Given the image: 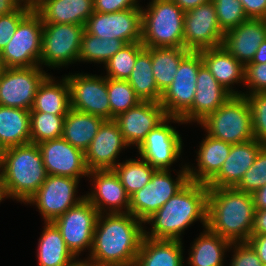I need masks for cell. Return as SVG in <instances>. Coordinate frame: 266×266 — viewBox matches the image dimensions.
<instances>
[{
    "label": "cell",
    "instance_id": "obj_1",
    "mask_svg": "<svg viewBox=\"0 0 266 266\" xmlns=\"http://www.w3.org/2000/svg\"><path fill=\"white\" fill-rule=\"evenodd\" d=\"M99 214L87 259L109 266H135L145 228L130 213Z\"/></svg>",
    "mask_w": 266,
    "mask_h": 266
},
{
    "label": "cell",
    "instance_id": "obj_2",
    "mask_svg": "<svg viewBox=\"0 0 266 266\" xmlns=\"http://www.w3.org/2000/svg\"><path fill=\"white\" fill-rule=\"evenodd\" d=\"M208 192L206 184L189 181L145 222L152 228L144 230V236L182 241L180 236L193 222L200 220L206 228Z\"/></svg>",
    "mask_w": 266,
    "mask_h": 266
},
{
    "label": "cell",
    "instance_id": "obj_3",
    "mask_svg": "<svg viewBox=\"0 0 266 266\" xmlns=\"http://www.w3.org/2000/svg\"><path fill=\"white\" fill-rule=\"evenodd\" d=\"M207 228L231 242H247L255 216L252 194L208 187Z\"/></svg>",
    "mask_w": 266,
    "mask_h": 266
},
{
    "label": "cell",
    "instance_id": "obj_4",
    "mask_svg": "<svg viewBox=\"0 0 266 266\" xmlns=\"http://www.w3.org/2000/svg\"><path fill=\"white\" fill-rule=\"evenodd\" d=\"M10 198L26 203L42 186L48 174L37 144L2 150L1 171Z\"/></svg>",
    "mask_w": 266,
    "mask_h": 266
},
{
    "label": "cell",
    "instance_id": "obj_5",
    "mask_svg": "<svg viewBox=\"0 0 266 266\" xmlns=\"http://www.w3.org/2000/svg\"><path fill=\"white\" fill-rule=\"evenodd\" d=\"M142 11L145 47H183L185 12L172 0H152Z\"/></svg>",
    "mask_w": 266,
    "mask_h": 266
},
{
    "label": "cell",
    "instance_id": "obj_6",
    "mask_svg": "<svg viewBox=\"0 0 266 266\" xmlns=\"http://www.w3.org/2000/svg\"><path fill=\"white\" fill-rule=\"evenodd\" d=\"M198 124L211 137L230 144L254 139L251 110L245 95L230 96L222 106Z\"/></svg>",
    "mask_w": 266,
    "mask_h": 266
},
{
    "label": "cell",
    "instance_id": "obj_7",
    "mask_svg": "<svg viewBox=\"0 0 266 266\" xmlns=\"http://www.w3.org/2000/svg\"><path fill=\"white\" fill-rule=\"evenodd\" d=\"M178 172L176 181L171 170H156L143 188L130 196L129 213L144 223L188 182L187 164Z\"/></svg>",
    "mask_w": 266,
    "mask_h": 266
},
{
    "label": "cell",
    "instance_id": "obj_8",
    "mask_svg": "<svg viewBox=\"0 0 266 266\" xmlns=\"http://www.w3.org/2000/svg\"><path fill=\"white\" fill-rule=\"evenodd\" d=\"M203 60L199 52H190L181 62L171 85L162 94L160 105L167 116L178 117L185 124L192 122V102L196 79Z\"/></svg>",
    "mask_w": 266,
    "mask_h": 266
},
{
    "label": "cell",
    "instance_id": "obj_9",
    "mask_svg": "<svg viewBox=\"0 0 266 266\" xmlns=\"http://www.w3.org/2000/svg\"><path fill=\"white\" fill-rule=\"evenodd\" d=\"M43 22L33 9L18 25L15 34L0 53L2 68L39 66Z\"/></svg>",
    "mask_w": 266,
    "mask_h": 266
},
{
    "label": "cell",
    "instance_id": "obj_10",
    "mask_svg": "<svg viewBox=\"0 0 266 266\" xmlns=\"http://www.w3.org/2000/svg\"><path fill=\"white\" fill-rule=\"evenodd\" d=\"M84 30V25L43 23L39 66L54 69L76 63Z\"/></svg>",
    "mask_w": 266,
    "mask_h": 266
},
{
    "label": "cell",
    "instance_id": "obj_11",
    "mask_svg": "<svg viewBox=\"0 0 266 266\" xmlns=\"http://www.w3.org/2000/svg\"><path fill=\"white\" fill-rule=\"evenodd\" d=\"M48 75L40 66L1 68L0 105L30 111L38 87Z\"/></svg>",
    "mask_w": 266,
    "mask_h": 266
},
{
    "label": "cell",
    "instance_id": "obj_12",
    "mask_svg": "<svg viewBox=\"0 0 266 266\" xmlns=\"http://www.w3.org/2000/svg\"><path fill=\"white\" fill-rule=\"evenodd\" d=\"M98 216V210L84 198L53 221L75 257L86 248L91 251Z\"/></svg>",
    "mask_w": 266,
    "mask_h": 266
},
{
    "label": "cell",
    "instance_id": "obj_13",
    "mask_svg": "<svg viewBox=\"0 0 266 266\" xmlns=\"http://www.w3.org/2000/svg\"><path fill=\"white\" fill-rule=\"evenodd\" d=\"M184 124L178 117L167 116L153 128L137 148L143 158L156 170H170L182 153V139L178 131L168 123Z\"/></svg>",
    "mask_w": 266,
    "mask_h": 266
},
{
    "label": "cell",
    "instance_id": "obj_14",
    "mask_svg": "<svg viewBox=\"0 0 266 266\" xmlns=\"http://www.w3.org/2000/svg\"><path fill=\"white\" fill-rule=\"evenodd\" d=\"M80 179L48 175L42 186L26 202L35 204L45 222H53L85 196L76 197Z\"/></svg>",
    "mask_w": 266,
    "mask_h": 266
},
{
    "label": "cell",
    "instance_id": "obj_15",
    "mask_svg": "<svg viewBox=\"0 0 266 266\" xmlns=\"http://www.w3.org/2000/svg\"><path fill=\"white\" fill-rule=\"evenodd\" d=\"M65 77L69 86L70 108L111 120L107 77L83 73Z\"/></svg>",
    "mask_w": 266,
    "mask_h": 266
},
{
    "label": "cell",
    "instance_id": "obj_16",
    "mask_svg": "<svg viewBox=\"0 0 266 266\" xmlns=\"http://www.w3.org/2000/svg\"><path fill=\"white\" fill-rule=\"evenodd\" d=\"M224 32L220 28L212 1L185 12L183 48L198 52L222 46Z\"/></svg>",
    "mask_w": 266,
    "mask_h": 266
},
{
    "label": "cell",
    "instance_id": "obj_17",
    "mask_svg": "<svg viewBox=\"0 0 266 266\" xmlns=\"http://www.w3.org/2000/svg\"><path fill=\"white\" fill-rule=\"evenodd\" d=\"M85 30L101 39L116 38L125 44L141 42L142 11L141 7L113 13L94 11L85 24Z\"/></svg>",
    "mask_w": 266,
    "mask_h": 266
},
{
    "label": "cell",
    "instance_id": "obj_18",
    "mask_svg": "<svg viewBox=\"0 0 266 266\" xmlns=\"http://www.w3.org/2000/svg\"><path fill=\"white\" fill-rule=\"evenodd\" d=\"M48 175L80 179L88 176L85 153L73 147L63 137L37 144Z\"/></svg>",
    "mask_w": 266,
    "mask_h": 266
},
{
    "label": "cell",
    "instance_id": "obj_19",
    "mask_svg": "<svg viewBox=\"0 0 266 266\" xmlns=\"http://www.w3.org/2000/svg\"><path fill=\"white\" fill-rule=\"evenodd\" d=\"M87 177L92 178L94 190L84 196L99 214L129 213L130 196L113 169L91 170Z\"/></svg>",
    "mask_w": 266,
    "mask_h": 266
},
{
    "label": "cell",
    "instance_id": "obj_20",
    "mask_svg": "<svg viewBox=\"0 0 266 266\" xmlns=\"http://www.w3.org/2000/svg\"><path fill=\"white\" fill-rule=\"evenodd\" d=\"M167 117L160 102L141 101L119 114L117 122L127 145L139 147L146 135Z\"/></svg>",
    "mask_w": 266,
    "mask_h": 266
},
{
    "label": "cell",
    "instance_id": "obj_21",
    "mask_svg": "<svg viewBox=\"0 0 266 266\" xmlns=\"http://www.w3.org/2000/svg\"><path fill=\"white\" fill-rule=\"evenodd\" d=\"M129 147L115 120H105L85 153L89 171L113 169L120 151Z\"/></svg>",
    "mask_w": 266,
    "mask_h": 266
},
{
    "label": "cell",
    "instance_id": "obj_22",
    "mask_svg": "<svg viewBox=\"0 0 266 266\" xmlns=\"http://www.w3.org/2000/svg\"><path fill=\"white\" fill-rule=\"evenodd\" d=\"M265 39L266 19L249 18L224 33L222 46L245 66Z\"/></svg>",
    "mask_w": 266,
    "mask_h": 266
},
{
    "label": "cell",
    "instance_id": "obj_23",
    "mask_svg": "<svg viewBox=\"0 0 266 266\" xmlns=\"http://www.w3.org/2000/svg\"><path fill=\"white\" fill-rule=\"evenodd\" d=\"M263 146L264 144L256 139L240 144H232L229 155L219 173L207 184V187H235L247 169L254 163L257 154Z\"/></svg>",
    "mask_w": 266,
    "mask_h": 266
},
{
    "label": "cell",
    "instance_id": "obj_24",
    "mask_svg": "<svg viewBox=\"0 0 266 266\" xmlns=\"http://www.w3.org/2000/svg\"><path fill=\"white\" fill-rule=\"evenodd\" d=\"M43 23L86 24L94 12V0H32Z\"/></svg>",
    "mask_w": 266,
    "mask_h": 266
},
{
    "label": "cell",
    "instance_id": "obj_25",
    "mask_svg": "<svg viewBox=\"0 0 266 266\" xmlns=\"http://www.w3.org/2000/svg\"><path fill=\"white\" fill-rule=\"evenodd\" d=\"M232 94L217 82L203 64L197 73L196 91L192 102V121L200 123L222 106Z\"/></svg>",
    "mask_w": 266,
    "mask_h": 266
},
{
    "label": "cell",
    "instance_id": "obj_26",
    "mask_svg": "<svg viewBox=\"0 0 266 266\" xmlns=\"http://www.w3.org/2000/svg\"><path fill=\"white\" fill-rule=\"evenodd\" d=\"M203 64L214 76L219 84L232 95H242V91H235L234 83H244L245 66L231 55L223 46L198 51Z\"/></svg>",
    "mask_w": 266,
    "mask_h": 266
},
{
    "label": "cell",
    "instance_id": "obj_27",
    "mask_svg": "<svg viewBox=\"0 0 266 266\" xmlns=\"http://www.w3.org/2000/svg\"><path fill=\"white\" fill-rule=\"evenodd\" d=\"M231 146L232 144L207 134L197 151V169L187 165L189 181L207 185L219 173Z\"/></svg>",
    "mask_w": 266,
    "mask_h": 266
},
{
    "label": "cell",
    "instance_id": "obj_28",
    "mask_svg": "<svg viewBox=\"0 0 266 266\" xmlns=\"http://www.w3.org/2000/svg\"><path fill=\"white\" fill-rule=\"evenodd\" d=\"M183 243L143 236L135 266H183Z\"/></svg>",
    "mask_w": 266,
    "mask_h": 266
},
{
    "label": "cell",
    "instance_id": "obj_29",
    "mask_svg": "<svg viewBox=\"0 0 266 266\" xmlns=\"http://www.w3.org/2000/svg\"><path fill=\"white\" fill-rule=\"evenodd\" d=\"M31 143L30 111L0 105V149Z\"/></svg>",
    "mask_w": 266,
    "mask_h": 266
},
{
    "label": "cell",
    "instance_id": "obj_30",
    "mask_svg": "<svg viewBox=\"0 0 266 266\" xmlns=\"http://www.w3.org/2000/svg\"><path fill=\"white\" fill-rule=\"evenodd\" d=\"M44 230L39 238L38 266H71L76 258L67 248L60 230L53 222H44Z\"/></svg>",
    "mask_w": 266,
    "mask_h": 266
},
{
    "label": "cell",
    "instance_id": "obj_31",
    "mask_svg": "<svg viewBox=\"0 0 266 266\" xmlns=\"http://www.w3.org/2000/svg\"><path fill=\"white\" fill-rule=\"evenodd\" d=\"M48 75L39 85L30 112L67 115L70 110L69 86L66 77L56 82Z\"/></svg>",
    "mask_w": 266,
    "mask_h": 266
},
{
    "label": "cell",
    "instance_id": "obj_32",
    "mask_svg": "<svg viewBox=\"0 0 266 266\" xmlns=\"http://www.w3.org/2000/svg\"><path fill=\"white\" fill-rule=\"evenodd\" d=\"M104 121L102 117L70 108L64 120L62 137L85 152Z\"/></svg>",
    "mask_w": 266,
    "mask_h": 266
},
{
    "label": "cell",
    "instance_id": "obj_33",
    "mask_svg": "<svg viewBox=\"0 0 266 266\" xmlns=\"http://www.w3.org/2000/svg\"><path fill=\"white\" fill-rule=\"evenodd\" d=\"M232 242L210 231L207 227L194 240L188 257L190 266H224V253L232 249Z\"/></svg>",
    "mask_w": 266,
    "mask_h": 266
},
{
    "label": "cell",
    "instance_id": "obj_34",
    "mask_svg": "<svg viewBox=\"0 0 266 266\" xmlns=\"http://www.w3.org/2000/svg\"><path fill=\"white\" fill-rule=\"evenodd\" d=\"M151 54L152 73L163 94L171 85L180 62L191 52L183 47H145Z\"/></svg>",
    "mask_w": 266,
    "mask_h": 266
},
{
    "label": "cell",
    "instance_id": "obj_35",
    "mask_svg": "<svg viewBox=\"0 0 266 266\" xmlns=\"http://www.w3.org/2000/svg\"><path fill=\"white\" fill-rule=\"evenodd\" d=\"M127 82L141 101L160 102L162 93L152 73L151 54L145 48L137 55Z\"/></svg>",
    "mask_w": 266,
    "mask_h": 266
},
{
    "label": "cell",
    "instance_id": "obj_36",
    "mask_svg": "<svg viewBox=\"0 0 266 266\" xmlns=\"http://www.w3.org/2000/svg\"><path fill=\"white\" fill-rule=\"evenodd\" d=\"M125 43L116 38H103L89 34L86 30L82 35L78 62H94L105 64Z\"/></svg>",
    "mask_w": 266,
    "mask_h": 266
},
{
    "label": "cell",
    "instance_id": "obj_37",
    "mask_svg": "<svg viewBox=\"0 0 266 266\" xmlns=\"http://www.w3.org/2000/svg\"><path fill=\"white\" fill-rule=\"evenodd\" d=\"M113 170L118 175L129 196L148 184L156 171L143 158L129 159L122 163L118 162Z\"/></svg>",
    "mask_w": 266,
    "mask_h": 266
},
{
    "label": "cell",
    "instance_id": "obj_38",
    "mask_svg": "<svg viewBox=\"0 0 266 266\" xmlns=\"http://www.w3.org/2000/svg\"><path fill=\"white\" fill-rule=\"evenodd\" d=\"M65 117L66 115L30 112L31 143L38 144L62 137Z\"/></svg>",
    "mask_w": 266,
    "mask_h": 266
},
{
    "label": "cell",
    "instance_id": "obj_39",
    "mask_svg": "<svg viewBox=\"0 0 266 266\" xmlns=\"http://www.w3.org/2000/svg\"><path fill=\"white\" fill-rule=\"evenodd\" d=\"M145 48L141 42L125 44L104 65L105 77L127 80L133 70L137 55Z\"/></svg>",
    "mask_w": 266,
    "mask_h": 266
},
{
    "label": "cell",
    "instance_id": "obj_40",
    "mask_svg": "<svg viewBox=\"0 0 266 266\" xmlns=\"http://www.w3.org/2000/svg\"><path fill=\"white\" fill-rule=\"evenodd\" d=\"M107 91L111 107V120L141 102L127 80L107 78Z\"/></svg>",
    "mask_w": 266,
    "mask_h": 266
},
{
    "label": "cell",
    "instance_id": "obj_41",
    "mask_svg": "<svg viewBox=\"0 0 266 266\" xmlns=\"http://www.w3.org/2000/svg\"><path fill=\"white\" fill-rule=\"evenodd\" d=\"M266 185V145L257 154L254 163L247 169L240 182L234 187L241 192L253 194Z\"/></svg>",
    "mask_w": 266,
    "mask_h": 266
},
{
    "label": "cell",
    "instance_id": "obj_42",
    "mask_svg": "<svg viewBox=\"0 0 266 266\" xmlns=\"http://www.w3.org/2000/svg\"><path fill=\"white\" fill-rule=\"evenodd\" d=\"M214 4L220 28L226 31L248 20L240 0H211Z\"/></svg>",
    "mask_w": 266,
    "mask_h": 266
},
{
    "label": "cell",
    "instance_id": "obj_43",
    "mask_svg": "<svg viewBox=\"0 0 266 266\" xmlns=\"http://www.w3.org/2000/svg\"><path fill=\"white\" fill-rule=\"evenodd\" d=\"M248 99L251 110L254 139L266 145V93H242Z\"/></svg>",
    "mask_w": 266,
    "mask_h": 266
},
{
    "label": "cell",
    "instance_id": "obj_44",
    "mask_svg": "<svg viewBox=\"0 0 266 266\" xmlns=\"http://www.w3.org/2000/svg\"><path fill=\"white\" fill-rule=\"evenodd\" d=\"M33 9L32 0H26L16 11L0 16V53L15 34L19 23Z\"/></svg>",
    "mask_w": 266,
    "mask_h": 266
},
{
    "label": "cell",
    "instance_id": "obj_45",
    "mask_svg": "<svg viewBox=\"0 0 266 266\" xmlns=\"http://www.w3.org/2000/svg\"><path fill=\"white\" fill-rule=\"evenodd\" d=\"M243 85L249 88V94L266 93V63L246 64Z\"/></svg>",
    "mask_w": 266,
    "mask_h": 266
},
{
    "label": "cell",
    "instance_id": "obj_46",
    "mask_svg": "<svg viewBox=\"0 0 266 266\" xmlns=\"http://www.w3.org/2000/svg\"><path fill=\"white\" fill-rule=\"evenodd\" d=\"M234 254L231 257V266H263L256 251L248 242H232Z\"/></svg>",
    "mask_w": 266,
    "mask_h": 266
},
{
    "label": "cell",
    "instance_id": "obj_47",
    "mask_svg": "<svg viewBox=\"0 0 266 266\" xmlns=\"http://www.w3.org/2000/svg\"><path fill=\"white\" fill-rule=\"evenodd\" d=\"M140 7L138 0H94V11L113 13Z\"/></svg>",
    "mask_w": 266,
    "mask_h": 266
},
{
    "label": "cell",
    "instance_id": "obj_48",
    "mask_svg": "<svg viewBox=\"0 0 266 266\" xmlns=\"http://www.w3.org/2000/svg\"><path fill=\"white\" fill-rule=\"evenodd\" d=\"M248 18L266 19V0H240Z\"/></svg>",
    "mask_w": 266,
    "mask_h": 266
},
{
    "label": "cell",
    "instance_id": "obj_49",
    "mask_svg": "<svg viewBox=\"0 0 266 266\" xmlns=\"http://www.w3.org/2000/svg\"><path fill=\"white\" fill-rule=\"evenodd\" d=\"M247 242L256 251L262 264L266 265V234L251 235Z\"/></svg>",
    "mask_w": 266,
    "mask_h": 266
},
{
    "label": "cell",
    "instance_id": "obj_50",
    "mask_svg": "<svg viewBox=\"0 0 266 266\" xmlns=\"http://www.w3.org/2000/svg\"><path fill=\"white\" fill-rule=\"evenodd\" d=\"M266 234V209L256 210L251 235Z\"/></svg>",
    "mask_w": 266,
    "mask_h": 266
},
{
    "label": "cell",
    "instance_id": "obj_51",
    "mask_svg": "<svg viewBox=\"0 0 266 266\" xmlns=\"http://www.w3.org/2000/svg\"><path fill=\"white\" fill-rule=\"evenodd\" d=\"M26 0H0V16L16 11Z\"/></svg>",
    "mask_w": 266,
    "mask_h": 266
},
{
    "label": "cell",
    "instance_id": "obj_52",
    "mask_svg": "<svg viewBox=\"0 0 266 266\" xmlns=\"http://www.w3.org/2000/svg\"><path fill=\"white\" fill-rule=\"evenodd\" d=\"M252 197L256 210L266 209V185L254 192Z\"/></svg>",
    "mask_w": 266,
    "mask_h": 266
},
{
    "label": "cell",
    "instance_id": "obj_53",
    "mask_svg": "<svg viewBox=\"0 0 266 266\" xmlns=\"http://www.w3.org/2000/svg\"><path fill=\"white\" fill-rule=\"evenodd\" d=\"M184 12L208 3L211 0H172Z\"/></svg>",
    "mask_w": 266,
    "mask_h": 266
},
{
    "label": "cell",
    "instance_id": "obj_54",
    "mask_svg": "<svg viewBox=\"0 0 266 266\" xmlns=\"http://www.w3.org/2000/svg\"><path fill=\"white\" fill-rule=\"evenodd\" d=\"M266 63V39L260 44L253 59L248 64H262Z\"/></svg>",
    "mask_w": 266,
    "mask_h": 266
},
{
    "label": "cell",
    "instance_id": "obj_55",
    "mask_svg": "<svg viewBox=\"0 0 266 266\" xmlns=\"http://www.w3.org/2000/svg\"><path fill=\"white\" fill-rule=\"evenodd\" d=\"M5 197L8 198V199L10 198L9 194L7 192L6 185L4 183L3 176L0 173V202H2V200H4Z\"/></svg>",
    "mask_w": 266,
    "mask_h": 266
},
{
    "label": "cell",
    "instance_id": "obj_56",
    "mask_svg": "<svg viewBox=\"0 0 266 266\" xmlns=\"http://www.w3.org/2000/svg\"><path fill=\"white\" fill-rule=\"evenodd\" d=\"M76 266H109V265H104L100 263L93 262L91 260H76Z\"/></svg>",
    "mask_w": 266,
    "mask_h": 266
},
{
    "label": "cell",
    "instance_id": "obj_57",
    "mask_svg": "<svg viewBox=\"0 0 266 266\" xmlns=\"http://www.w3.org/2000/svg\"><path fill=\"white\" fill-rule=\"evenodd\" d=\"M1 159H2V150L0 149V171H1Z\"/></svg>",
    "mask_w": 266,
    "mask_h": 266
}]
</instances>
